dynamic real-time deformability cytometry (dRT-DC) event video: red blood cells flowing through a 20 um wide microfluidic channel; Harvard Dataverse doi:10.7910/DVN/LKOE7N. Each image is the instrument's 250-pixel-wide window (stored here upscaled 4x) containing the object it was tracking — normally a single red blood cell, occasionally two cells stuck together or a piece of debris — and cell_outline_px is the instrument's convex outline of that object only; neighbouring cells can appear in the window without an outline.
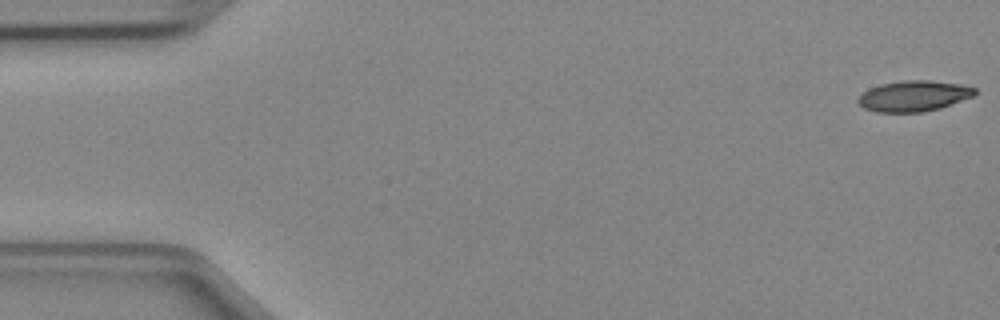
{"species": "Egyptian fruit bat (a non-hibernating species)", "species_latin": "Rousettus aegyptiacus", "temperature_condition": "cold", "stored_images_in_passage": 47, "camera_frame_rate_fps": 3000, "um_per_image_px": 0.085, "animal": {"sex": "female"}, "frame": {"image": 1, "passage_image": 1, "time_ms": 0.0, "image_size_px": [1000, 320], "cell_outline_px": [[976, 92], [972, 96], [940, 108], [920, 112], [876, 112], [864, 108], [856, 100], [868, 88], [880, 84], [904, 80], [928, 80], [960, 84], [976, 88]], "centroid_in_image_um": [77.64, 8.15], "position_along_channel_um": 7.4, "area_um2": 20.75}}
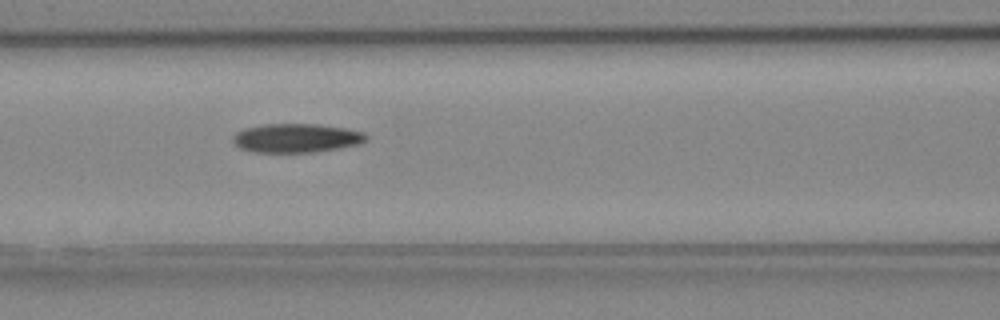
{"frame": {"image": 2, "passage_image": 20, "time_ms": 6.333, "image_size_px": [1000, 320], "cell_outline_px": [[368, 140], [360, 144], [340, 148], [316, 152], [252, 152], [240, 148], [232, 140], [232, 136], [236, 132], [244, 128], [264, 124], [316, 124], [344, 128], [364, 132], [368, 136]], "centroid_in_image_um": [25.2, 11.74], "position_along_channel_um": 141.4, "area_um2": 22.6}}
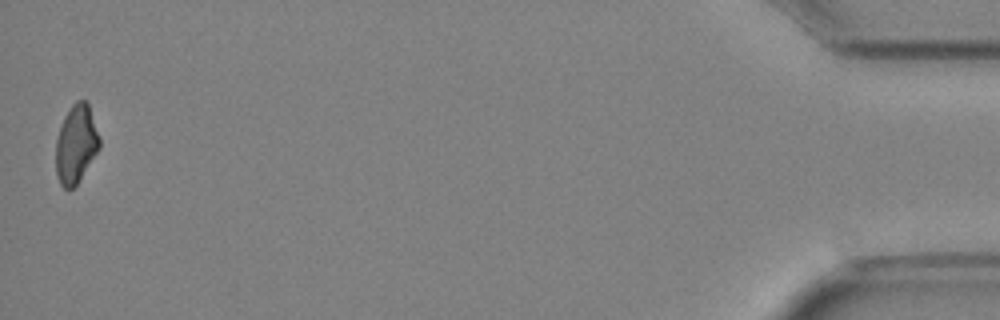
{"frame": {"image": 3, "passage_image": 47, "time_ms": 15.333, "image_size_px": [1000, 320], "cell_outline_px": [[100, 148], [76, 184], [72, 188], [64, 188], [60, 184], [56, 176], [56, 140], [64, 116], [72, 104], [76, 100], [84, 100], [88, 104], [100, 136]], "centroid_in_image_um": [6.46, 12.24], "position_along_channel_um": 428.7, "area_um2": 19.77}}